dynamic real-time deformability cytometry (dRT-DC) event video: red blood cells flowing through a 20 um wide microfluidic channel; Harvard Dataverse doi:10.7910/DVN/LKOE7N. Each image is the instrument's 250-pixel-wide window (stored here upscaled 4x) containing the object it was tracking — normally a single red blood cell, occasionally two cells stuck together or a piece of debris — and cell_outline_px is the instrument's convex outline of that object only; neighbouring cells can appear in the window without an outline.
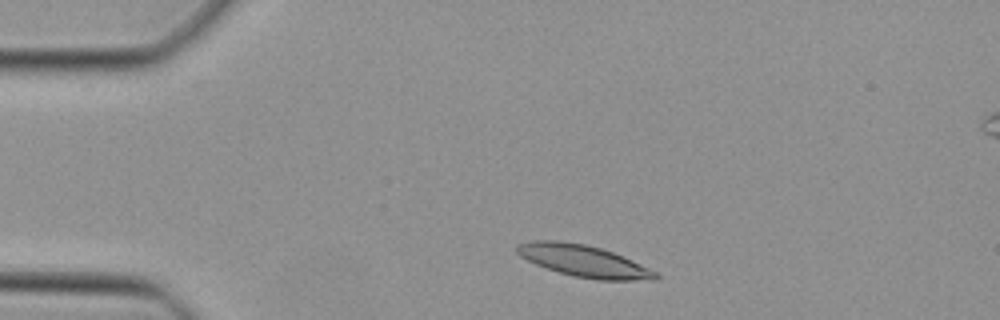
{"species": "Egyptian fruit bat (a non-hibernating species)", "species_latin": "Rousettus aegyptiacus", "temperature_condition": "cold", "stored_images_in_passage": 11, "camera_frame_rate_fps": 3000, "um_per_image_px": 0.085, "animal": {"sex": "female"}, "frame": {"image": 1, "passage_image": 4, "time_ms": 1.0, "image_size_px": [1000, 320], "cell_outline_px": [[660, 276], [656, 280], [596, 280], [576, 276], [560, 272], [536, 264], [520, 256], [516, 252], [516, 244], [532, 240], [556, 240], [584, 244], [600, 248], [624, 256], [656, 272]], "centroid_in_image_um": [49.61, 22.17], "position_along_channel_um": 35.4, "area_um2": 25.49}}
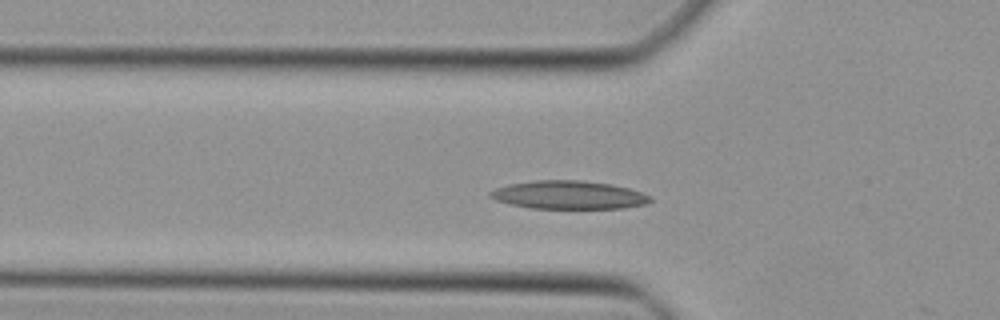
{"frame": {"image": 2, "passage_image": 10, "time_ms": 3.0, "image_size_px": [1000, 320], "cell_outline_px": [[652, 200], [644, 204], [624, 208], [532, 208], [508, 204], [496, 200], [488, 196], [488, 192], [496, 188], [508, 184], [532, 180], [580, 180], [612, 184], [628, 188], [652, 196]], "centroid_in_image_um": [48.3, 16.56], "position_along_channel_um": 77.5, "area_um2": 26.41}}